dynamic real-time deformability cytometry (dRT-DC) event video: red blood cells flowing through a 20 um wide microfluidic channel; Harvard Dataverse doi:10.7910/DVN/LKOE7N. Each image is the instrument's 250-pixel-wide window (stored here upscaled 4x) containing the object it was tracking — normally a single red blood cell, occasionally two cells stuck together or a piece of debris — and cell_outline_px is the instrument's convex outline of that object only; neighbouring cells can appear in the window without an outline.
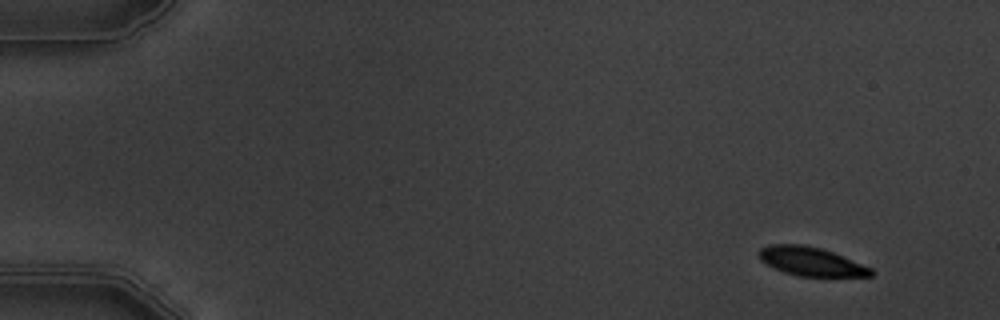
{"species": "common noctule bat (a hibernating species)", "species_latin": "Nyctalus noctula", "temperature_condition": "warm", "stored_images_in_passage": 6, "camera_frame_rate_fps": 3000, "um_per_image_px": 0.085, "animal": {"sex": "male", "body_mass_g": 19.5, "forearm_length_mm": 54.6}, "frame": {"image": 1, "passage_image": 1, "time_ms": 0.0, "image_size_px": [1000, 320], "cell_outline_px": [[872, 276], [800, 276], [784, 272], [760, 260], [756, 252], [760, 248], [772, 244], [804, 244], [820, 248], [832, 252], [872, 268]], "centroid_in_image_um": [68.9, 22.21], "position_along_channel_um": 16.1, "area_um2": 18.55}}